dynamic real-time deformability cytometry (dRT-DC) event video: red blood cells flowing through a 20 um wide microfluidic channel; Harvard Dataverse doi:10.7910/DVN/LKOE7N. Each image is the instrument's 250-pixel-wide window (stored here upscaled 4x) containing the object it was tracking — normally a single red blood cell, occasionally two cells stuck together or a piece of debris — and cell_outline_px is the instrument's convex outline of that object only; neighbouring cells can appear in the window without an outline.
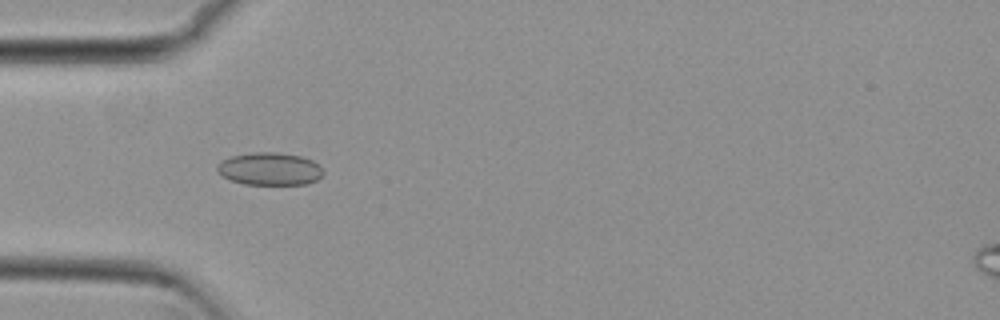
{"species": "common noctule bat (a hibernating species)", "species_latin": "Nyctalus noctula", "temperature_condition": "cold", "stored_images_in_passage": 46, "camera_frame_rate_fps": 3000, "um_per_image_px": 0.085, "animal": {"sex": "female", "body_mass_g": 29.2, "forearm_length_mm": 56.3}, "frame": {"image": 1, "passage_image": 9, "time_ms": 2.667, "image_size_px": [1000, 320], "cell_outline_px": [[324, 176], [308, 184], [244, 184], [232, 180], [216, 172], [216, 168], [224, 160], [232, 156], [252, 152], [280, 152], [300, 156], [312, 160], [320, 164], [324, 172]], "centroid_in_image_um": [22.99, 14.35], "position_along_channel_um": 62.0, "area_um2": 20.23}}
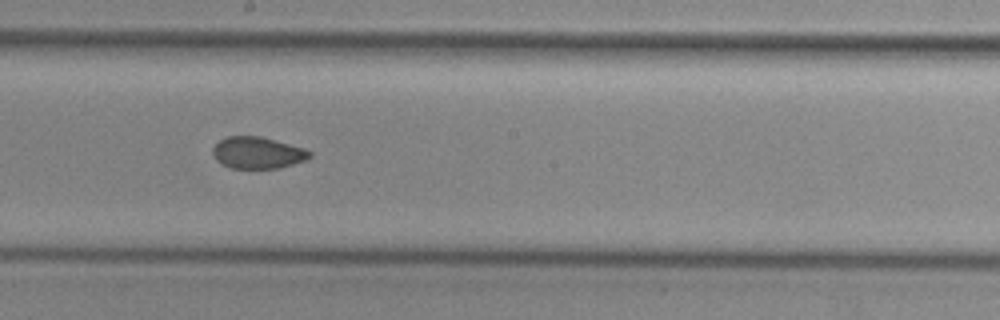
{"frame": {"image": 2, "passage_image": 22, "time_ms": 7.0, "image_size_px": [1000, 320], "cell_outline_px": [[312, 156], [308, 160], [280, 168], [232, 168], [216, 160], [212, 152], [212, 148], [220, 140], [228, 136], [260, 136], [304, 148], [312, 152]], "centroid_in_image_um": [21.93, 12.99], "position_along_channel_um": 226.3, "area_um2": 17.92}}
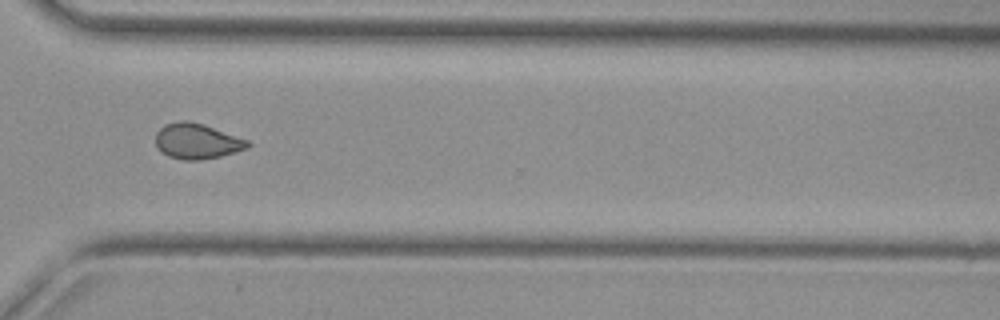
{"frame": {"image": 3, "passage_image": 32, "time_ms": 10.333, "image_size_px": [1000, 320], "cell_outline_px": [[252, 144], [248, 148], [220, 156], [200, 160], [184, 160], [168, 156], [160, 152], [156, 148], [156, 132], [164, 124], [180, 120], [188, 120], [204, 124], [248, 140]], "centroid_in_image_um": [16.71, 11.99], "position_along_channel_um": 353.9, "area_um2": 19.19}, "authors_computed_cell_mechanics": {"area_um2": 18.9584, "velocity_mm_per_s": 3.8289, "shape_relaxation_time_tau1_ms": null, "shape_relaxation_time_tau2_ms": 2.3277, "deformation_change_tau1": null, "deformation_change_tau2": 0.0631}}